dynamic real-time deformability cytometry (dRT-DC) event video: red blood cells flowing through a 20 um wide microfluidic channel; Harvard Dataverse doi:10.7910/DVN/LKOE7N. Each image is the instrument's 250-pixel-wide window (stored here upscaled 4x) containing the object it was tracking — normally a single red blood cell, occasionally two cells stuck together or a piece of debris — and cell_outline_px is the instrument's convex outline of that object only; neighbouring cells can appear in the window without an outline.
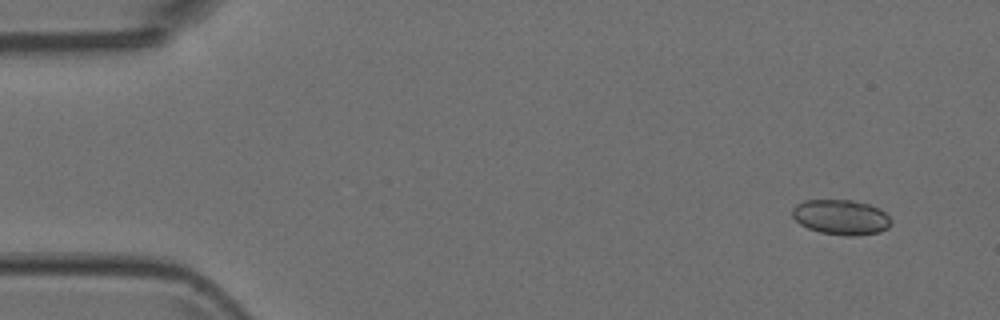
{"species": "Egyptian fruit bat (a non-hibernating species)", "species_latin": "Rousettus aegyptiacus", "temperature_condition": "room temperature", "stored_images_in_passage": 4, "camera_frame_rate_fps": 3000, "um_per_image_px": 0.085, "animal": {"sex": "female"}, "frame": {"image": 1, "passage_image": 1, "time_ms": 0.0, "image_size_px": [1000, 320], "cell_outline_px": [[892, 224], [888, 228], [880, 232], [856, 236], [844, 236], [820, 232], [808, 228], [800, 224], [792, 216], [792, 208], [796, 204], [804, 200], [852, 200], [868, 204], [880, 208], [892, 220]], "centroid_in_image_um": [71.5, 18.46], "position_along_channel_um": 13.5, "area_um2": 20.4}}
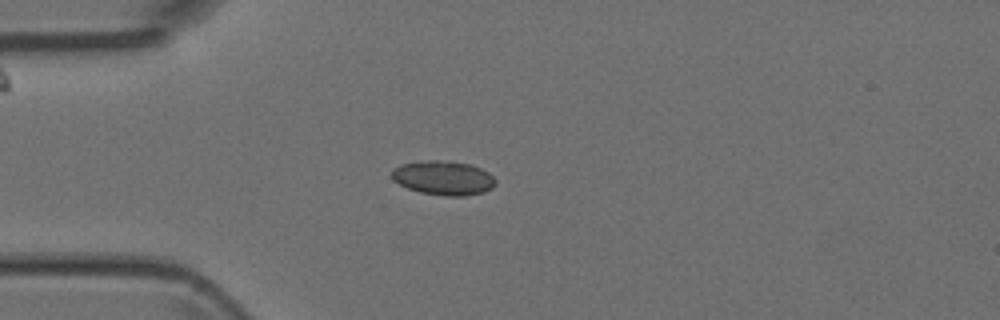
{"frame": {"image": 2, "passage_image": 4, "time_ms": 1.0, "image_size_px": [1000, 320], "cell_outline_px": [[496, 184], [492, 188], [484, 192], [464, 196], [444, 196], [420, 192], [408, 188], [392, 180], [392, 172], [400, 164], [428, 160], [448, 160], [472, 164], [488, 172], [496, 180]], "centroid_in_image_um": [37.72, 15.12], "position_along_channel_um": 47.3, "area_um2": 20.81}}